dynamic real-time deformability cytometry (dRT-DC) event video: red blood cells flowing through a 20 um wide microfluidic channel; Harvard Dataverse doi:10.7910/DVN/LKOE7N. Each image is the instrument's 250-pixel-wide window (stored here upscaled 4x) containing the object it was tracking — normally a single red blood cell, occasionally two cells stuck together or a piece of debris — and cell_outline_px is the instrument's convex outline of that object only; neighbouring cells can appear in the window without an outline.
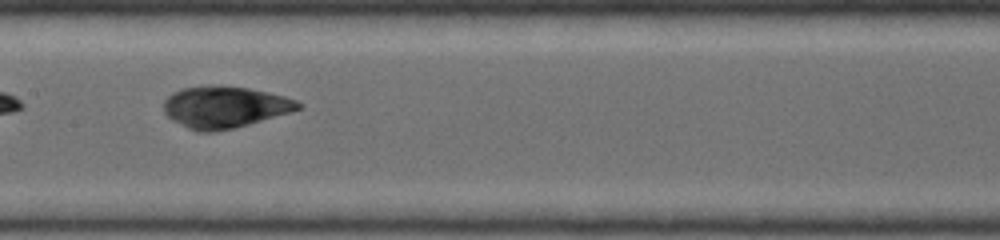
{"species": "common noctule bat (a hibernating species)", "species_latin": "Nyctalus noctula", "temperature_condition": "warm", "stored_images_in_passage": 14, "camera_frame_rate_fps": 5000, "um_per_image_px": 0.085, "animal": {"sex": "female", "body_mass_g": 19.0, "forearm_length_mm": 53.3}, "frame": {"image": 1, "passage_image": 5, "time_ms": 1.8, "image_size_px": [1000, 240], "cell_outline_px": [[304, 104], [300, 108], [292, 112], [248, 124], [232, 128], [212, 132], [200, 132], [188, 128], [172, 120], [164, 112], [164, 100], [172, 92], [184, 88], [208, 84], [212, 84], [248, 88], [268, 92], [284, 96], [296, 100]], "centroid_in_image_um": [19.1, 9.08], "position_along_channel_um": 188.3, "area_um2": 32.71}}